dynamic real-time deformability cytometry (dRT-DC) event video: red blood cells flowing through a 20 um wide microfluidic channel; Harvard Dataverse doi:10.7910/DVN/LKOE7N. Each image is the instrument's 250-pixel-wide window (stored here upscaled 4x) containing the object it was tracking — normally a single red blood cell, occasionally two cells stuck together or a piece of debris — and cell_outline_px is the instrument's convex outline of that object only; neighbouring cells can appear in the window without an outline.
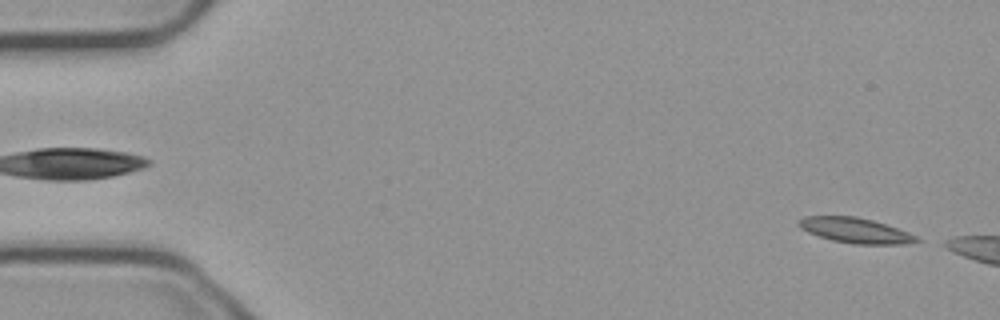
{"species": "common noctule bat (a hibernating species)", "species_latin": "Nyctalus noctula", "temperature_condition": "cold", "stored_images_in_passage": 6, "camera_frame_rate_fps": 3000, "um_per_image_px": 0.085, "animal": {"sex": "male", "body_mass_g": 23.1, "forearm_length_mm": 52.7}, "frame": {"image": 1, "passage_image": 2, "time_ms": 0.333, "image_size_px": [1000, 320], "cell_outline_px": [[920, 240], [904, 244], [852, 244], [832, 240], [808, 232], [800, 228], [796, 224], [804, 216], [856, 216], [872, 220], [908, 232], [916, 236]], "centroid_in_image_um": [72.67, 19.58], "position_along_channel_um": 12.3, "area_um2": 17.11}}